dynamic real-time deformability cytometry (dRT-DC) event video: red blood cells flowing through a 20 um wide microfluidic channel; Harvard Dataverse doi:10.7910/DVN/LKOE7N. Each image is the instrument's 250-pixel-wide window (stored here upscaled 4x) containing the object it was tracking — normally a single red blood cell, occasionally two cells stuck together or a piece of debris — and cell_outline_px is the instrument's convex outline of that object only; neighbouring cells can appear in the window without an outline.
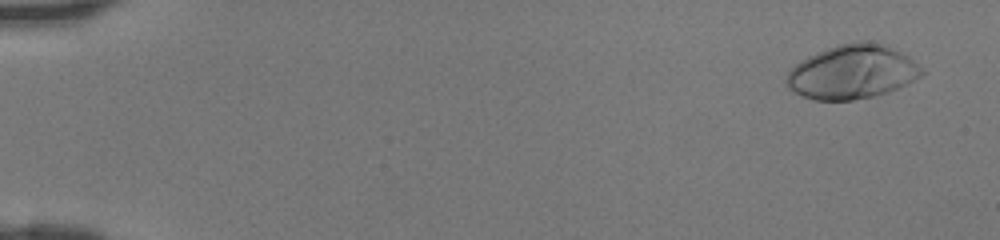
{"species": "human", "species_latin": "Homo sapiens", "temperature_condition": "room temperature", "stored_images_in_passage": 46, "camera_frame_rate_fps": 3000, "um_per_image_px": 0.085, "donor": {"sex": "female"}, "frame": {"image": 1, "passage_image": 3, "time_ms": 0.667, "image_size_px": [1000, 240], "cell_outline_px": [[928, 72], [888, 92], [872, 96], [852, 100], [816, 100], [792, 92], [788, 88], [784, 80], [788, 72], [800, 60], [816, 52], [836, 44], [856, 40], [864, 40], [884, 44], [908, 56]], "centroid_in_image_um": [72.41, 6.09], "position_along_channel_um": 12.6, "area_um2": 42.71}}
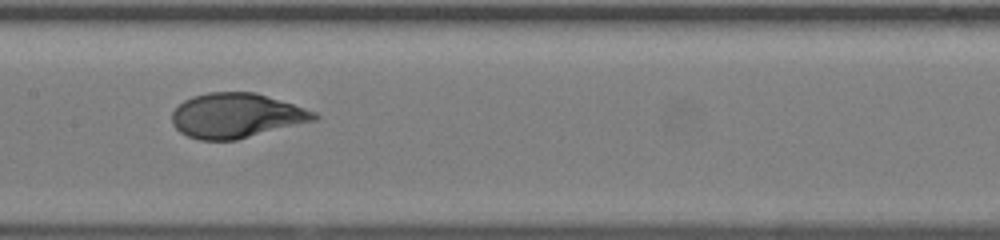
{"frame": {"image": 2, "passage_image": 25, "time_ms": 8.0, "image_size_px": [1000, 240], "cell_outline_px": [[320, 116], [316, 120], [236, 140], [200, 140], [188, 136], [180, 132], [172, 124], [172, 112], [184, 100], [192, 96], [208, 92], [256, 92], [316, 112]], "centroid_in_image_um": [20.07, 9.82], "position_along_channel_um": 187.3, "area_um2": 36.93}}
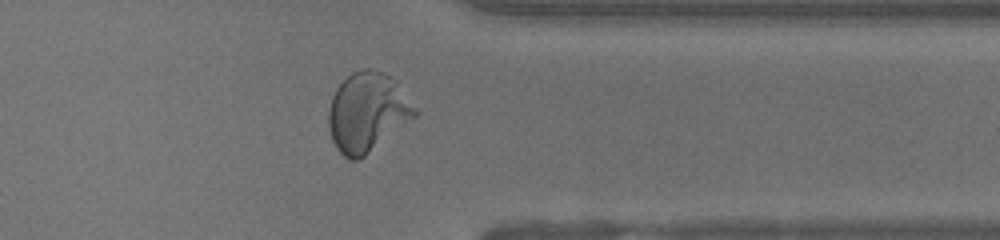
{"frame": {"image": 3, "passage_image": 38, "time_ms": 12.333, "image_size_px": [1000, 240], "cell_outline_px": [[420, 112], [416, 116], [364, 156], [356, 160], [348, 160], [336, 148], [332, 140], [328, 124], [328, 108], [332, 96], [336, 88], [352, 72], [364, 68], [372, 68], [384, 72], [396, 80]], "centroid_in_image_um": [31.23, 9.51], "position_along_channel_um": 380.2, "area_um2": 39.94}}